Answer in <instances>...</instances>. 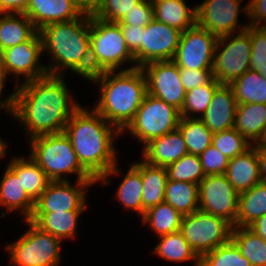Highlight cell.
Instances as JSON below:
<instances>
[{
  "mask_svg": "<svg viewBox=\"0 0 266 266\" xmlns=\"http://www.w3.org/2000/svg\"><path fill=\"white\" fill-rule=\"evenodd\" d=\"M65 80L64 75L46 74L14 87L13 118L24 127L28 140L62 133L81 105L73 98Z\"/></svg>",
  "mask_w": 266,
  "mask_h": 266,
  "instance_id": "1",
  "label": "cell"
},
{
  "mask_svg": "<svg viewBox=\"0 0 266 266\" xmlns=\"http://www.w3.org/2000/svg\"><path fill=\"white\" fill-rule=\"evenodd\" d=\"M63 132L68 136L81 166L97 184L110 185V177L121 172L115 149V141L121 133L94 108L88 110L82 105L73 112Z\"/></svg>",
  "mask_w": 266,
  "mask_h": 266,
  "instance_id": "2",
  "label": "cell"
},
{
  "mask_svg": "<svg viewBox=\"0 0 266 266\" xmlns=\"http://www.w3.org/2000/svg\"><path fill=\"white\" fill-rule=\"evenodd\" d=\"M43 52L50 59L48 74L64 75L67 70L88 82L91 79L90 16L81 15L67 22L52 23L40 31Z\"/></svg>",
  "mask_w": 266,
  "mask_h": 266,
  "instance_id": "3",
  "label": "cell"
},
{
  "mask_svg": "<svg viewBox=\"0 0 266 266\" xmlns=\"http://www.w3.org/2000/svg\"><path fill=\"white\" fill-rule=\"evenodd\" d=\"M99 88L94 109L120 133L133 120L147 94V80L140 67L129 70L104 71L90 80Z\"/></svg>",
  "mask_w": 266,
  "mask_h": 266,
  "instance_id": "4",
  "label": "cell"
},
{
  "mask_svg": "<svg viewBox=\"0 0 266 266\" xmlns=\"http://www.w3.org/2000/svg\"><path fill=\"white\" fill-rule=\"evenodd\" d=\"M28 141L31 148L29 156L51 181H69L70 174L76 176L75 180L96 181L79 163L64 132L40 135Z\"/></svg>",
  "mask_w": 266,
  "mask_h": 266,
  "instance_id": "5",
  "label": "cell"
},
{
  "mask_svg": "<svg viewBox=\"0 0 266 266\" xmlns=\"http://www.w3.org/2000/svg\"><path fill=\"white\" fill-rule=\"evenodd\" d=\"M90 48L91 78L104 71L129 70L137 67L117 22H108L91 16ZM125 63L132 65L120 69L126 65Z\"/></svg>",
  "mask_w": 266,
  "mask_h": 266,
  "instance_id": "6",
  "label": "cell"
},
{
  "mask_svg": "<svg viewBox=\"0 0 266 266\" xmlns=\"http://www.w3.org/2000/svg\"><path fill=\"white\" fill-rule=\"evenodd\" d=\"M24 234L5 246L12 266H59L62 260V241L41 230L32 221Z\"/></svg>",
  "mask_w": 266,
  "mask_h": 266,
  "instance_id": "7",
  "label": "cell"
},
{
  "mask_svg": "<svg viewBox=\"0 0 266 266\" xmlns=\"http://www.w3.org/2000/svg\"><path fill=\"white\" fill-rule=\"evenodd\" d=\"M180 111L162 99L146 94L133 120L121 132L140 142L143 149L153 139L178 128Z\"/></svg>",
  "mask_w": 266,
  "mask_h": 266,
  "instance_id": "8",
  "label": "cell"
},
{
  "mask_svg": "<svg viewBox=\"0 0 266 266\" xmlns=\"http://www.w3.org/2000/svg\"><path fill=\"white\" fill-rule=\"evenodd\" d=\"M250 35L246 31L218 37L212 75L220 84L230 85L250 70Z\"/></svg>",
  "mask_w": 266,
  "mask_h": 266,
  "instance_id": "9",
  "label": "cell"
},
{
  "mask_svg": "<svg viewBox=\"0 0 266 266\" xmlns=\"http://www.w3.org/2000/svg\"><path fill=\"white\" fill-rule=\"evenodd\" d=\"M232 225L222 217L197 210L184 215L180 232L196 255L201 258L208 251L231 239Z\"/></svg>",
  "mask_w": 266,
  "mask_h": 266,
  "instance_id": "10",
  "label": "cell"
},
{
  "mask_svg": "<svg viewBox=\"0 0 266 266\" xmlns=\"http://www.w3.org/2000/svg\"><path fill=\"white\" fill-rule=\"evenodd\" d=\"M43 41L38 31L31 39L0 52V65L6 77L12 74L15 86L38 79L48 74L45 63H41ZM16 81V82H15Z\"/></svg>",
  "mask_w": 266,
  "mask_h": 266,
  "instance_id": "11",
  "label": "cell"
},
{
  "mask_svg": "<svg viewBox=\"0 0 266 266\" xmlns=\"http://www.w3.org/2000/svg\"><path fill=\"white\" fill-rule=\"evenodd\" d=\"M241 2L242 0L202 1L196 5V25L217 37L245 31L249 24H241L238 19L241 12L248 16V3L241 8Z\"/></svg>",
  "mask_w": 266,
  "mask_h": 266,
  "instance_id": "12",
  "label": "cell"
},
{
  "mask_svg": "<svg viewBox=\"0 0 266 266\" xmlns=\"http://www.w3.org/2000/svg\"><path fill=\"white\" fill-rule=\"evenodd\" d=\"M199 210L222 217L232 226L238 215L239 193L225 174L207 175L198 184Z\"/></svg>",
  "mask_w": 266,
  "mask_h": 266,
  "instance_id": "13",
  "label": "cell"
},
{
  "mask_svg": "<svg viewBox=\"0 0 266 266\" xmlns=\"http://www.w3.org/2000/svg\"><path fill=\"white\" fill-rule=\"evenodd\" d=\"M218 37L198 25L181 33L173 62L179 68L212 70Z\"/></svg>",
  "mask_w": 266,
  "mask_h": 266,
  "instance_id": "14",
  "label": "cell"
},
{
  "mask_svg": "<svg viewBox=\"0 0 266 266\" xmlns=\"http://www.w3.org/2000/svg\"><path fill=\"white\" fill-rule=\"evenodd\" d=\"M75 182V183H74ZM97 181H51L35 201L33 212L86 211L87 191Z\"/></svg>",
  "mask_w": 266,
  "mask_h": 266,
  "instance_id": "15",
  "label": "cell"
},
{
  "mask_svg": "<svg viewBox=\"0 0 266 266\" xmlns=\"http://www.w3.org/2000/svg\"><path fill=\"white\" fill-rule=\"evenodd\" d=\"M181 31L153 19L144 28L142 46L133 55L137 67L155 61L173 60Z\"/></svg>",
  "mask_w": 266,
  "mask_h": 266,
  "instance_id": "16",
  "label": "cell"
},
{
  "mask_svg": "<svg viewBox=\"0 0 266 266\" xmlns=\"http://www.w3.org/2000/svg\"><path fill=\"white\" fill-rule=\"evenodd\" d=\"M147 80V93L182 110L186 91L181 84L179 67L172 61H155L141 67Z\"/></svg>",
  "mask_w": 266,
  "mask_h": 266,
  "instance_id": "17",
  "label": "cell"
},
{
  "mask_svg": "<svg viewBox=\"0 0 266 266\" xmlns=\"http://www.w3.org/2000/svg\"><path fill=\"white\" fill-rule=\"evenodd\" d=\"M24 14L38 31L52 23L71 21L82 15L74 0H28Z\"/></svg>",
  "mask_w": 266,
  "mask_h": 266,
  "instance_id": "18",
  "label": "cell"
},
{
  "mask_svg": "<svg viewBox=\"0 0 266 266\" xmlns=\"http://www.w3.org/2000/svg\"><path fill=\"white\" fill-rule=\"evenodd\" d=\"M237 105L231 86L221 84L215 90L212 101L201 120L212 133L232 129L235 124Z\"/></svg>",
  "mask_w": 266,
  "mask_h": 266,
  "instance_id": "19",
  "label": "cell"
},
{
  "mask_svg": "<svg viewBox=\"0 0 266 266\" xmlns=\"http://www.w3.org/2000/svg\"><path fill=\"white\" fill-rule=\"evenodd\" d=\"M188 154L185 141L179 129L153 139L141 151V158L152 165L167 167Z\"/></svg>",
  "mask_w": 266,
  "mask_h": 266,
  "instance_id": "20",
  "label": "cell"
},
{
  "mask_svg": "<svg viewBox=\"0 0 266 266\" xmlns=\"http://www.w3.org/2000/svg\"><path fill=\"white\" fill-rule=\"evenodd\" d=\"M0 206L7 210L1 213V218L17 210L24 220L30 219L35 207V202L22 187L21 177H18L7 165L0 181Z\"/></svg>",
  "mask_w": 266,
  "mask_h": 266,
  "instance_id": "21",
  "label": "cell"
},
{
  "mask_svg": "<svg viewBox=\"0 0 266 266\" xmlns=\"http://www.w3.org/2000/svg\"><path fill=\"white\" fill-rule=\"evenodd\" d=\"M225 175L238 193L260 183V167L256 148L252 145L241 155L229 159Z\"/></svg>",
  "mask_w": 266,
  "mask_h": 266,
  "instance_id": "22",
  "label": "cell"
},
{
  "mask_svg": "<svg viewBox=\"0 0 266 266\" xmlns=\"http://www.w3.org/2000/svg\"><path fill=\"white\" fill-rule=\"evenodd\" d=\"M85 211L33 212L30 217L41 230L57 237L62 242L77 235L78 220ZM65 239V240H64Z\"/></svg>",
  "mask_w": 266,
  "mask_h": 266,
  "instance_id": "23",
  "label": "cell"
},
{
  "mask_svg": "<svg viewBox=\"0 0 266 266\" xmlns=\"http://www.w3.org/2000/svg\"><path fill=\"white\" fill-rule=\"evenodd\" d=\"M234 128L252 145L260 143L266 131V104H238Z\"/></svg>",
  "mask_w": 266,
  "mask_h": 266,
  "instance_id": "24",
  "label": "cell"
},
{
  "mask_svg": "<svg viewBox=\"0 0 266 266\" xmlns=\"http://www.w3.org/2000/svg\"><path fill=\"white\" fill-rule=\"evenodd\" d=\"M142 217L149 208L164 202L165 187L168 181L166 167L152 165L141 159Z\"/></svg>",
  "mask_w": 266,
  "mask_h": 266,
  "instance_id": "25",
  "label": "cell"
},
{
  "mask_svg": "<svg viewBox=\"0 0 266 266\" xmlns=\"http://www.w3.org/2000/svg\"><path fill=\"white\" fill-rule=\"evenodd\" d=\"M18 177H21L22 187L35 202L45 191L51 180L28 155L14 156L7 165Z\"/></svg>",
  "mask_w": 266,
  "mask_h": 266,
  "instance_id": "26",
  "label": "cell"
},
{
  "mask_svg": "<svg viewBox=\"0 0 266 266\" xmlns=\"http://www.w3.org/2000/svg\"><path fill=\"white\" fill-rule=\"evenodd\" d=\"M154 19L181 32L196 25V6L185 0H162L153 5Z\"/></svg>",
  "mask_w": 266,
  "mask_h": 266,
  "instance_id": "27",
  "label": "cell"
},
{
  "mask_svg": "<svg viewBox=\"0 0 266 266\" xmlns=\"http://www.w3.org/2000/svg\"><path fill=\"white\" fill-rule=\"evenodd\" d=\"M37 32L24 13H0V52L31 39Z\"/></svg>",
  "mask_w": 266,
  "mask_h": 266,
  "instance_id": "28",
  "label": "cell"
},
{
  "mask_svg": "<svg viewBox=\"0 0 266 266\" xmlns=\"http://www.w3.org/2000/svg\"><path fill=\"white\" fill-rule=\"evenodd\" d=\"M124 175L117 186L115 200H118L124 209L133 211L142 218L141 161H134Z\"/></svg>",
  "mask_w": 266,
  "mask_h": 266,
  "instance_id": "29",
  "label": "cell"
},
{
  "mask_svg": "<svg viewBox=\"0 0 266 266\" xmlns=\"http://www.w3.org/2000/svg\"><path fill=\"white\" fill-rule=\"evenodd\" d=\"M266 214V183L260 182L239 193L238 215L233 227H249Z\"/></svg>",
  "mask_w": 266,
  "mask_h": 266,
  "instance_id": "30",
  "label": "cell"
},
{
  "mask_svg": "<svg viewBox=\"0 0 266 266\" xmlns=\"http://www.w3.org/2000/svg\"><path fill=\"white\" fill-rule=\"evenodd\" d=\"M159 243L152 253L159 258L173 263L194 261V266H200V258L192 250L180 231L158 237Z\"/></svg>",
  "mask_w": 266,
  "mask_h": 266,
  "instance_id": "31",
  "label": "cell"
},
{
  "mask_svg": "<svg viewBox=\"0 0 266 266\" xmlns=\"http://www.w3.org/2000/svg\"><path fill=\"white\" fill-rule=\"evenodd\" d=\"M182 215L167 202L149 208L141 219L157 237L180 231Z\"/></svg>",
  "mask_w": 266,
  "mask_h": 266,
  "instance_id": "32",
  "label": "cell"
},
{
  "mask_svg": "<svg viewBox=\"0 0 266 266\" xmlns=\"http://www.w3.org/2000/svg\"><path fill=\"white\" fill-rule=\"evenodd\" d=\"M164 201L175 208L182 216L199 210L198 184L167 181Z\"/></svg>",
  "mask_w": 266,
  "mask_h": 266,
  "instance_id": "33",
  "label": "cell"
},
{
  "mask_svg": "<svg viewBox=\"0 0 266 266\" xmlns=\"http://www.w3.org/2000/svg\"><path fill=\"white\" fill-rule=\"evenodd\" d=\"M230 86L238 104H266V79L259 72L247 70Z\"/></svg>",
  "mask_w": 266,
  "mask_h": 266,
  "instance_id": "34",
  "label": "cell"
},
{
  "mask_svg": "<svg viewBox=\"0 0 266 266\" xmlns=\"http://www.w3.org/2000/svg\"><path fill=\"white\" fill-rule=\"evenodd\" d=\"M231 240L252 266H266V241L249 227H232Z\"/></svg>",
  "mask_w": 266,
  "mask_h": 266,
  "instance_id": "35",
  "label": "cell"
},
{
  "mask_svg": "<svg viewBox=\"0 0 266 266\" xmlns=\"http://www.w3.org/2000/svg\"><path fill=\"white\" fill-rule=\"evenodd\" d=\"M178 129L189 154L200 155L212 143L213 133L201 119L181 117Z\"/></svg>",
  "mask_w": 266,
  "mask_h": 266,
  "instance_id": "36",
  "label": "cell"
},
{
  "mask_svg": "<svg viewBox=\"0 0 266 266\" xmlns=\"http://www.w3.org/2000/svg\"><path fill=\"white\" fill-rule=\"evenodd\" d=\"M220 85L216 79L212 78L207 84L186 91L180 116L201 119L212 101L215 90Z\"/></svg>",
  "mask_w": 266,
  "mask_h": 266,
  "instance_id": "37",
  "label": "cell"
},
{
  "mask_svg": "<svg viewBox=\"0 0 266 266\" xmlns=\"http://www.w3.org/2000/svg\"><path fill=\"white\" fill-rule=\"evenodd\" d=\"M166 168L169 180L199 184L205 178L199 155L188 153Z\"/></svg>",
  "mask_w": 266,
  "mask_h": 266,
  "instance_id": "38",
  "label": "cell"
},
{
  "mask_svg": "<svg viewBox=\"0 0 266 266\" xmlns=\"http://www.w3.org/2000/svg\"><path fill=\"white\" fill-rule=\"evenodd\" d=\"M200 266H252L230 239L200 258Z\"/></svg>",
  "mask_w": 266,
  "mask_h": 266,
  "instance_id": "39",
  "label": "cell"
},
{
  "mask_svg": "<svg viewBox=\"0 0 266 266\" xmlns=\"http://www.w3.org/2000/svg\"><path fill=\"white\" fill-rule=\"evenodd\" d=\"M211 145L228 159L241 155L252 146L235 128L213 133Z\"/></svg>",
  "mask_w": 266,
  "mask_h": 266,
  "instance_id": "40",
  "label": "cell"
},
{
  "mask_svg": "<svg viewBox=\"0 0 266 266\" xmlns=\"http://www.w3.org/2000/svg\"><path fill=\"white\" fill-rule=\"evenodd\" d=\"M250 35V70L260 72L266 68V27L249 25L245 30Z\"/></svg>",
  "mask_w": 266,
  "mask_h": 266,
  "instance_id": "41",
  "label": "cell"
},
{
  "mask_svg": "<svg viewBox=\"0 0 266 266\" xmlns=\"http://www.w3.org/2000/svg\"><path fill=\"white\" fill-rule=\"evenodd\" d=\"M140 0H102V4L94 17L108 22H119L127 13L135 8Z\"/></svg>",
  "mask_w": 266,
  "mask_h": 266,
  "instance_id": "42",
  "label": "cell"
},
{
  "mask_svg": "<svg viewBox=\"0 0 266 266\" xmlns=\"http://www.w3.org/2000/svg\"><path fill=\"white\" fill-rule=\"evenodd\" d=\"M200 162L205 176L225 174L229 159L218 149L210 145L200 155Z\"/></svg>",
  "mask_w": 266,
  "mask_h": 266,
  "instance_id": "43",
  "label": "cell"
},
{
  "mask_svg": "<svg viewBox=\"0 0 266 266\" xmlns=\"http://www.w3.org/2000/svg\"><path fill=\"white\" fill-rule=\"evenodd\" d=\"M154 19L153 5L140 0L135 8L131 9L122 20L117 22L119 25H131L145 27Z\"/></svg>",
  "mask_w": 266,
  "mask_h": 266,
  "instance_id": "44",
  "label": "cell"
},
{
  "mask_svg": "<svg viewBox=\"0 0 266 266\" xmlns=\"http://www.w3.org/2000/svg\"><path fill=\"white\" fill-rule=\"evenodd\" d=\"M179 75L185 91L205 85L213 78L212 70L179 68Z\"/></svg>",
  "mask_w": 266,
  "mask_h": 266,
  "instance_id": "45",
  "label": "cell"
},
{
  "mask_svg": "<svg viewBox=\"0 0 266 266\" xmlns=\"http://www.w3.org/2000/svg\"><path fill=\"white\" fill-rule=\"evenodd\" d=\"M123 36L125 38L127 49L134 55L142 46V33L145 27L120 25Z\"/></svg>",
  "mask_w": 266,
  "mask_h": 266,
  "instance_id": "46",
  "label": "cell"
},
{
  "mask_svg": "<svg viewBox=\"0 0 266 266\" xmlns=\"http://www.w3.org/2000/svg\"><path fill=\"white\" fill-rule=\"evenodd\" d=\"M248 19L249 25L266 27V0H249Z\"/></svg>",
  "mask_w": 266,
  "mask_h": 266,
  "instance_id": "47",
  "label": "cell"
},
{
  "mask_svg": "<svg viewBox=\"0 0 266 266\" xmlns=\"http://www.w3.org/2000/svg\"><path fill=\"white\" fill-rule=\"evenodd\" d=\"M7 77L5 73L3 72V69L0 65V109L5 111L4 113H9V115L13 118V111H14V92H11L6 98L1 97L4 95H1L3 93V88L5 87L4 83L7 82ZM3 98V99H1Z\"/></svg>",
  "mask_w": 266,
  "mask_h": 266,
  "instance_id": "48",
  "label": "cell"
},
{
  "mask_svg": "<svg viewBox=\"0 0 266 266\" xmlns=\"http://www.w3.org/2000/svg\"><path fill=\"white\" fill-rule=\"evenodd\" d=\"M28 0H0V13H24Z\"/></svg>",
  "mask_w": 266,
  "mask_h": 266,
  "instance_id": "49",
  "label": "cell"
},
{
  "mask_svg": "<svg viewBox=\"0 0 266 266\" xmlns=\"http://www.w3.org/2000/svg\"><path fill=\"white\" fill-rule=\"evenodd\" d=\"M74 3L81 14L91 17L100 9L102 0H74Z\"/></svg>",
  "mask_w": 266,
  "mask_h": 266,
  "instance_id": "50",
  "label": "cell"
},
{
  "mask_svg": "<svg viewBox=\"0 0 266 266\" xmlns=\"http://www.w3.org/2000/svg\"><path fill=\"white\" fill-rule=\"evenodd\" d=\"M253 146L258 155L261 182L266 183V144L256 143Z\"/></svg>",
  "mask_w": 266,
  "mask_h": 266,
  "instance_id": "51",
  "label": "cell"
},
{
  "mask_svg": "<svg viewBox=\"0 0 266 266\" xmlns=\"http://www.w3.org/2000/svg\"><path fill=\"white\" fill-rule=\"evenodd\" d=\"M249 228L266 241V214L259 217Z\"/></svg>",
  "mask_w": 266,
  "mask_h": 266,
  "instance_id": "52",
  "label": "cell"
},
{
  "mask_svg": "<svg viewBox=\"0 0 266 266\" xmlns=\"http://www.w3.org/2000/svg\"><path fill=\"white\" fill-rule=\"evenodd\" d=\"M8 143L5 142L3 138L0 136V159L6 157L7 155V148H8Z\"/></svg>",
  "mask_w": 266,
  "mask_h": 266,
  "instance_id": "53",
  "label": "cell"
},
{
  "mask_svg": "<svg viewBox=\"0 0 266 266\" xmlns=\"http://www.w3.org/2000/svg\"><path fill=\"white\" fill-rule=\"evenodd\" d=\"M146 3L154 5L155 3L162 1V0H144Z\"/></svg>",
  "mask_w": 266,
  "mask_h": 266,
  "instance_id": "54",
  "label": "cell"
},
{
  "mask_svg": "<svg viewBox=\"0 0 266 266\" xmlns=\"http://www.w3.org/2000/svg\"><path fill=\"white\" fill-rule=\"evenodd\" d=\"M259 74L266 79V68L262 69V71H260Z\"/></svg>",
  "mask_w": 266,
  "mask_h": 266,
  "instance_id": "55",
  "label": "cell"
},
{
  "mask_svg": "<svg viewBox=\"0 0 266 266\" xmlns=\"http://www.w3.org/2000/svg\"><path fill=\"white\" fill-rule=\"evenodd\" d=\"M260 143L266 144V131Z\"/></svg>",
  "mask_w": 266,
  "mask_h": 266,
  "instance_id": "56",
  "label": "cell"
}]
</instances>
